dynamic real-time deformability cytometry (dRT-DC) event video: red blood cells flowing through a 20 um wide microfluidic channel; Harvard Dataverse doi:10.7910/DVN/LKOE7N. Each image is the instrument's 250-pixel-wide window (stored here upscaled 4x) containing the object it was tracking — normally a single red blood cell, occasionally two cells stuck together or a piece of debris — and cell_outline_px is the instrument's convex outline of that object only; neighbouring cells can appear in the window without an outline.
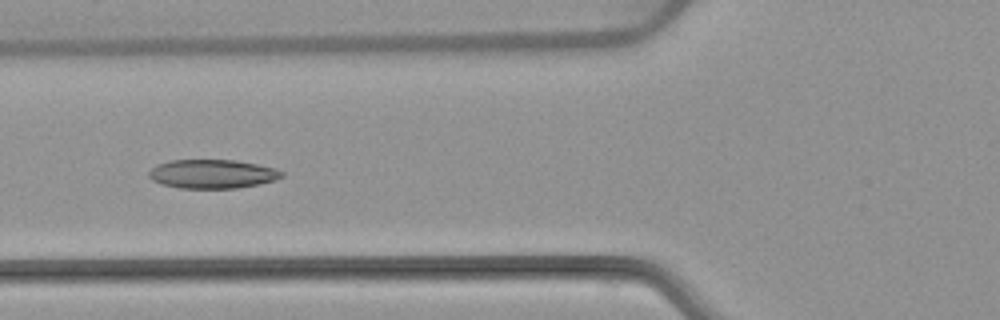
{"species": "common noctule bat (a hibernating species)", "species_latin": "Nyctalus noctula", "temperature_condition": "warm", "stored_images_in_passage": 6, "camera_frame_rate_fps": 3000, "um_per_image_px": 0.085, "animal": {"sex": "female", "body_mass_g": 22.7, "forearm_length_mm": 54.2}, "frame": {"image": 1, "passage_image": 5, "time_ms": 5.667, "image_size_px": [1000, 320], "cell_outline_px": [[284, 176], [276, 180], [236, 188], [180, 188], [164, 184], [152, 180], [148, 176], [148, 172], [156, 164], [172, 160], [236, 160], [276, 168], [284, 172]], "centroid_in_image_um": [18.06, 14.78], "position_along_channel_um": 107.7, "area_um2": 22.31}}
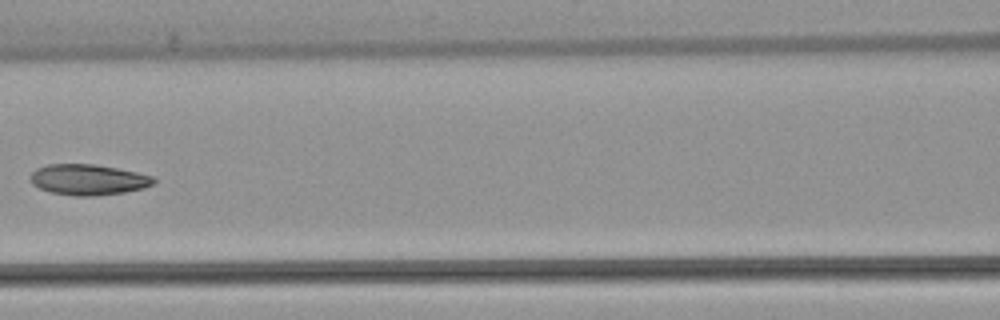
{"frame": {"image": 2, "passage_image": 6, "time_ms": 7.0, "image_size_px": [1000, 320], "cell_outline_px": [[156, 180], [152, 184], [144, 188], [124, 192], [96, 196], [76, 196], [52, 192], [40, 188], [32, 184], [28, 180], [28, 176], [36, 168], [48, 164], [92, 164], [116, 168], [136, 172], [152, 176]], "centroid_in_image_um": [7.45, 15.27], "position_along_channel_um": 159.1, "area_um2": 22.08}}